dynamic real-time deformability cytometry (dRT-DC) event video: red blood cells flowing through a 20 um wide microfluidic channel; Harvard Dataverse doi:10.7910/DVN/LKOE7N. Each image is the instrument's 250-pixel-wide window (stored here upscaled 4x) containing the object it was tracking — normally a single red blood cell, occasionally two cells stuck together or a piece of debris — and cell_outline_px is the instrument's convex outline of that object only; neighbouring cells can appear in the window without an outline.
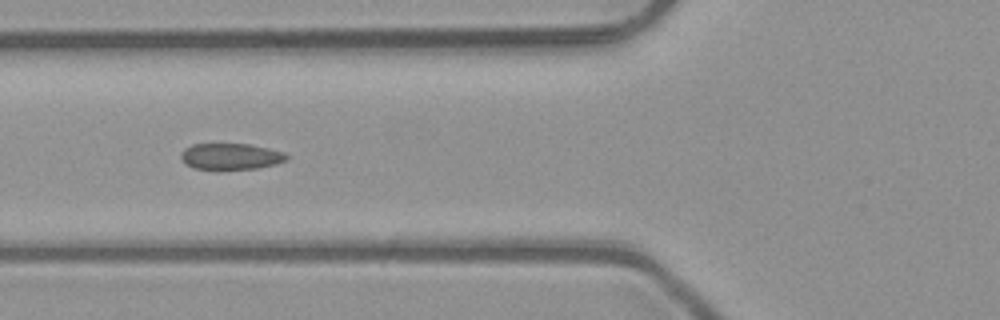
{"species": "common noctule bat (a hibernating species)", "species_latin": "Nyctalus noctula", "temperature_condition": "room temperature", "stored_images_in_passage": 6, "camera_frame_rate_fps": 3000, "um_per_image_px": 0.085, "animal": {"sex": "male", "body_mass_g": 23.1, "forearm_length_mm": 52.7}, "frame": {"image": 1, "passage_image": 5, "time_ms": 1.333, "image_size_px": [1000, 320], "cell_outline_px": [[288, 156], [284, 160], [276, 164], [256, 168], [196, 168], [188, 164], [180, 156], [184, 148], [192, 144], [248, 144], [268, 148], [284, 152]], "centroid_in_image_um": [19.63, 13.27], "position_along_channel_um": 106.2, "area_um2": 15.61}}
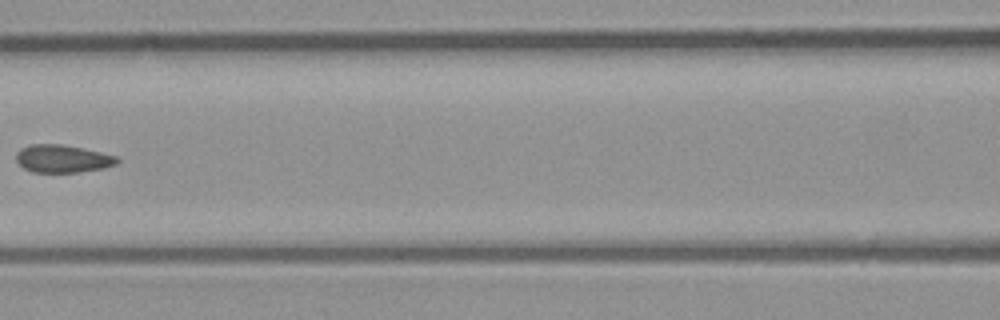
{"frame": {"image": 2, "passage_image": 6, "time_ms": 1.667, "image_size_px": [1000, 320], "cell_outline_px": [[120, 160], [116, 164], [104, 168], [76, 172], [32, 172], [24, 168], [16, 160], [16, 152], [20, 148], [32, 144], [60, 144], [84, 148], [116, 156]], "centroid_in_image_um": [5.31, 13.48], "position_along_channel_um": 161.3, "area_um2": 16.3}}